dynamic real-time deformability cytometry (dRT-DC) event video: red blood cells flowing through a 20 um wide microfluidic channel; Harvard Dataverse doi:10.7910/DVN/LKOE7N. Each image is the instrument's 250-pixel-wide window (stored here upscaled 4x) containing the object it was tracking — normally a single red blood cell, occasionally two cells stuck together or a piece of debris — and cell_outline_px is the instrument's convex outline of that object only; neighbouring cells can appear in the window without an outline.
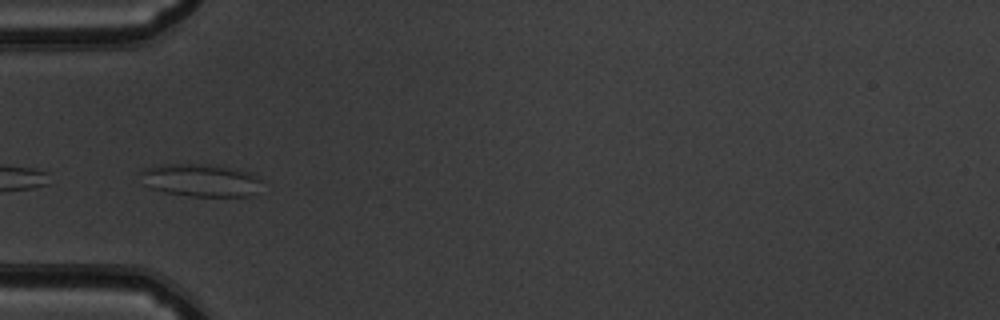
{"species": "common noctule bat (a hibernating species)", "species_latin": "Nyctalus noctula", "temperature_condition": "warm", "stored_images_in_passage": 22, "camera_frame_rate_fps": 3000, "um_per_image_px": 0.085, "animal": {"sex": "male", "body_mass_g": 19.5, "forearm_length_mm": 54.6}, "frame": {"image": 1, "passage_image": 16, "time_ms": 5.0, "image_size_px": [1000, 320], "cell_outline_px": [[260, 180], [256, 192], [252, 196], [188, 196], [164, 192], [152, 188], [144, 184], [136, 172], [144, 168], [160, 164], [204, 164], [252, 172], [260, 176]], "centroid_in_image_um": [16.99, 15.31], "position_along_channel_um": 68.0, "area_um2": 23.29}}
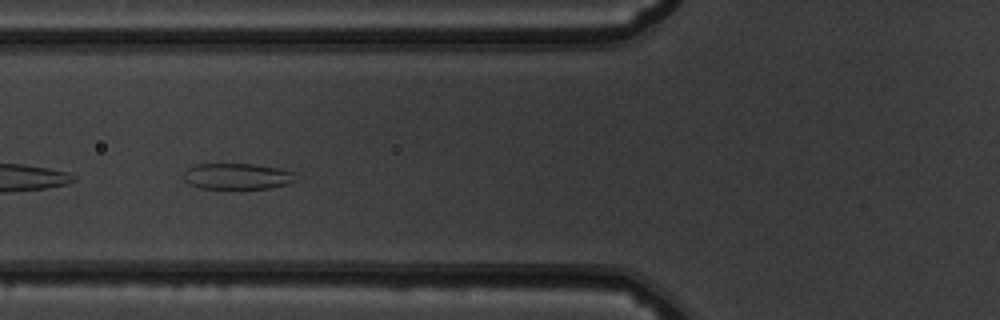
{"frame": {"image": 2, "passage_image": 19, "time_ms": 6.0, "image_size_px": [1000, 320], "cell_outline_px": [[300, 180], [288, 184], [272, 188], [200, 188], [188, 184], [184, 180], [184, 172], [188, 168], [196, 164], [252, 164], [280, 168], [292, 172]], "centroid_in_image_um": [20.2, 14.99], "position_along_channel_um": 105.6, "area_um2": 17.11}}